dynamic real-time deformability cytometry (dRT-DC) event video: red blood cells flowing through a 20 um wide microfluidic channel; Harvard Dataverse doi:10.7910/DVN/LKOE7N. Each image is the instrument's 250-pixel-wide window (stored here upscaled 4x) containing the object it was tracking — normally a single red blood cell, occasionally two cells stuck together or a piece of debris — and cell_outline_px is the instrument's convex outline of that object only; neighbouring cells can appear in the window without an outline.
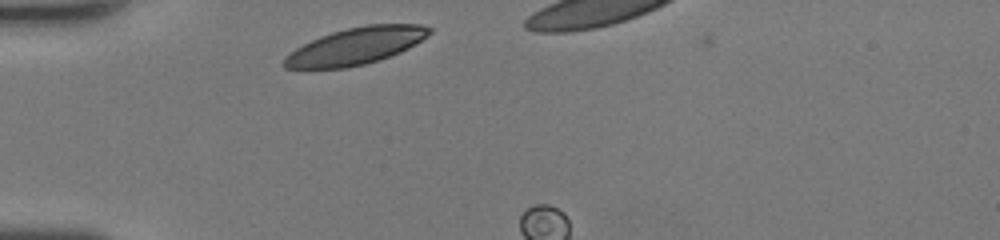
{"species": "human", "species_latin": "Homo sapiens", "temperature_condition": "room temperature", "stored_images_in_passage": 4, "camera_frame_rate_fps": 3000, "um_per_image_px": 0.085, "donor": {"sex": "female"}, "frame": {"image": 1, "passage_image": 1, "time_ms": 0.0, "image_size_px": [1000, 240], "cell_outline_px": [[432, 32], [428, 36], [408, 48], [400, 52], [380, 60], [364, 64], [344, 68], [284, 68], [280, 64], [284, 56], [296, 48], [320, 36], [332, 32], [348, 28], [368, 24], [420, 24], [432, 28]], "centroid_in_image_um": [30.23, 3.91], "position_along_channel_um": 54.8, "area_um2": 31.15}}